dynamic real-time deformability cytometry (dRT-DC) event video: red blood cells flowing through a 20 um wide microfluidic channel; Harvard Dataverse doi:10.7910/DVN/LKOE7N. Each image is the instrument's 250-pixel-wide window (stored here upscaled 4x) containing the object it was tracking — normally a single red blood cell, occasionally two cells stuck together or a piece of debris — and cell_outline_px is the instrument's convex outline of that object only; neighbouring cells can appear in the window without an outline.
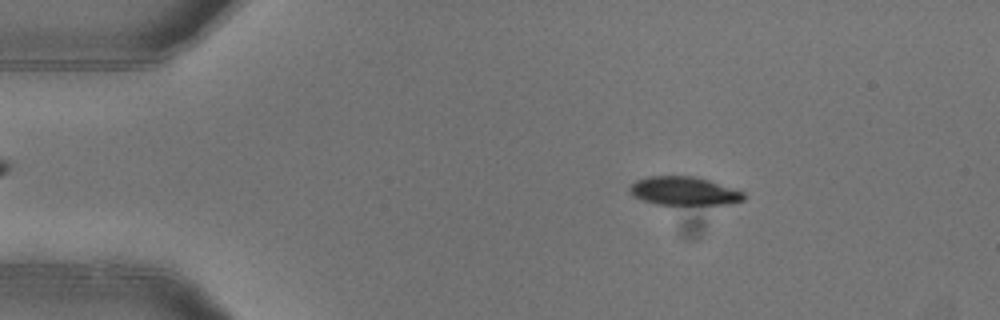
{"species": "common noctule bat (a hibernating species)", "species_latin": "Nyctalus noctula", "temperature_condition": "warm", "stored_images_in_passage": 4, "camera_frame_rate_fps": 3000, "um_per_image_px": 0.085, "animal": {"sex": "female"}, "frame": {"image": 1, "passage_image": 2, "time_ms": 0.333, "image_size_px": [1000, 320], "cell_outline_px": [[744, 200], [724, 204], [656, 204], [632, 196], [628, 192], [628, 188], [636, 180], [648, 176], [696, 176], [744, 192]], "centroid_in_image_um": [58.08, 16.23], "position_along_channel_um": 26.9, "area_um2": 18.79}}
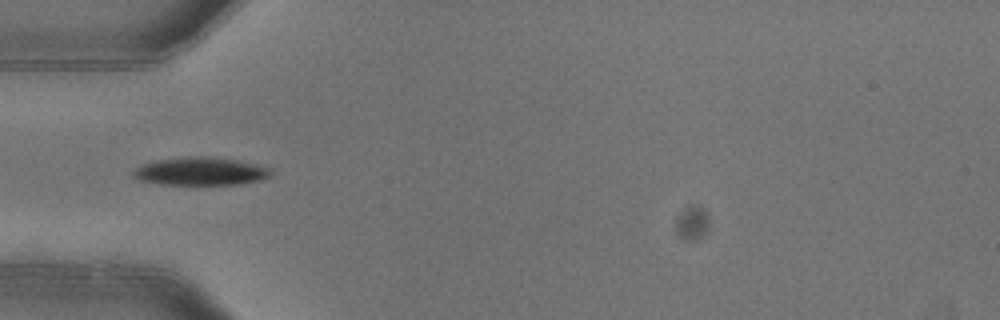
{"frame": {"image": 2, "passage_image": 4, "time_ms": 1.0, "image_size_px": [1000, 320], "cell_outline_px": [[272, 172], [268, 176], [260, 180], [236, 184], [160, 184], [140, 180], [132, 176], [132, 172], [136, 168], [144, 164], [156, 160], [200, 156], [204, 156], [236, 160], [256, 164], [268, 168]], "centroid_in_image_um": [17.02, 14.56], "position_along_channel_um": 68.0, "area_um2": 21.96}}